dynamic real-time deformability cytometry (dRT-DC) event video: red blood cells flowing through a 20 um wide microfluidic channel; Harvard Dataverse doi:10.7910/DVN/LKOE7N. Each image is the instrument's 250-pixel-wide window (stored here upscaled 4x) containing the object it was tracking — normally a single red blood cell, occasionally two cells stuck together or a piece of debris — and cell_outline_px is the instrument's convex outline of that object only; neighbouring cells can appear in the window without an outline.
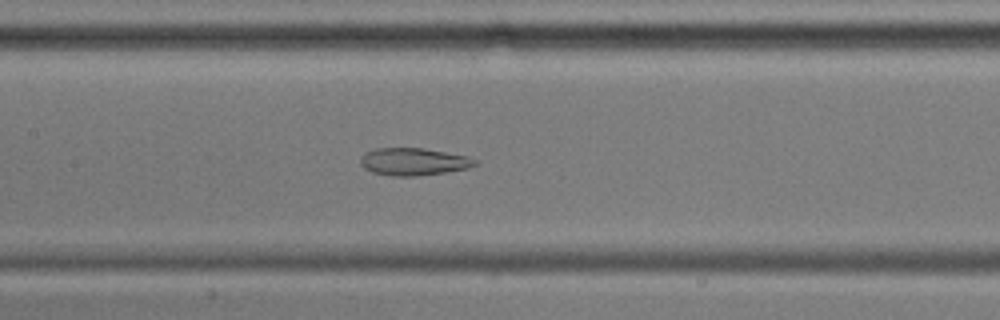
{"species": "common noctule bat (a hibernating species)", "species_latin": "Nyctalus noctula", "temperature_condition": "cold", "stored_images_in_passage": 55, "camera_frame_rate_fps": 3000, "um_per_image_px": 0.085, "animal": {"sex": "male", "body_mass_g": 17.9, "forearm_length_mm": 54.2}, "frame": {"image": 1, "passage_image": 25, "time_ms": 8.0, "image_size_px": [1000, 320], "cell_outline_px": [[480, 160], [476, 164], [468, 168], [444, 172], [416, 176], [392, 176], [372, 172], [364, 168], [360, 164], [360, 156], [364, 152], [372, 148], [424, 148], [468, 156]], "centroid_in_image_um": [35.13, 13.73], "position_along_channel_um": 172.3, "area_um2": 18.5}}
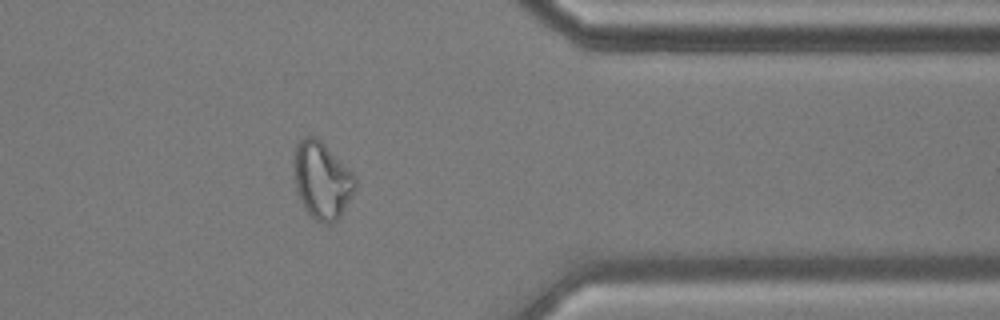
{"frame": {"image": 2, "passage_image": 44, "time_ms": 14.333, "image_size_px": [1000, 320], "cell_outline_px": [[356, 188], [340, 216], [332, 224], [324, 224], [316, 220], [304, 208], [296, 188], [292, 160], [296, 144], [304, 136], [312, 136], [320, 140], [356, 176]], "centroid_in_image_um": [27.35, 15.32], "position_along_channel_um": 384.1, "area_um2": 27.46}}
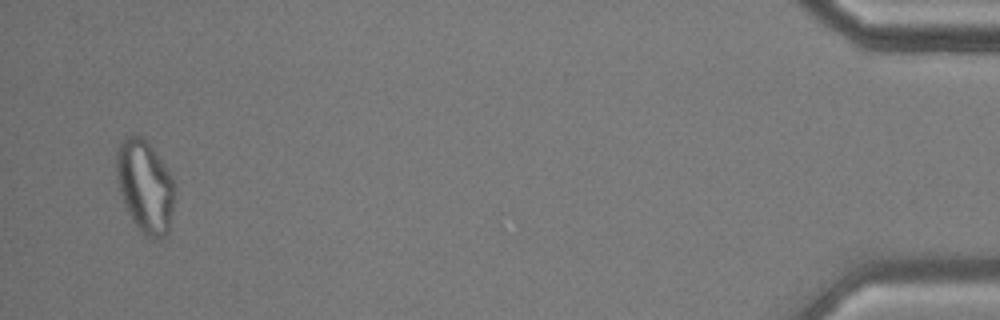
{"frame": {"image": 3, "passage_image": 53, "time_ms": 17.333, "image_size_px": [1000, 320], "cell_outline_px": [[172, 208], [168, 232], [160, 240], [156, 240], [148, 236], [132, 220], [124, 204], [120, 192], [116, 172], [116, 152], [120, 140], [124, 136], [144, 136], [164, 164], [172, 176]], "centroid_in_image_um": [12.29, 15.79], "position_along_channel_um": 422.9, "area_um2": 30.92}, "authors_computed_cell_mechanics": {"area_um2": 26.3568, "velocity_mm_per_s": 3.5764, "shape_relaxation_time_tau1_ms": null, "shape_relaxation_time_tau2_ms": 2.1649, "deformation_change_tau1": null, "deformation_change_tau2": 0.0915}}